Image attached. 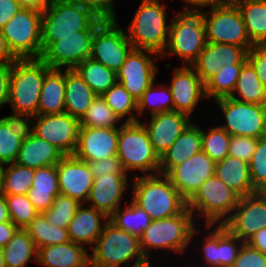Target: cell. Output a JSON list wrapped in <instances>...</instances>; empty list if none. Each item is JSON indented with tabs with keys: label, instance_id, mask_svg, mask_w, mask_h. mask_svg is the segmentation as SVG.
Masks as SVG:
<instances>
[{
	"label": "cell",
	"instance_id": "6da1fadb",
	"mask_svg": "<svg viewBox=\"0 0 266 267\" xmlns=\"http://www.w3.org/2000/svg\"><path fill=\"white\" fill-rule=\"evenodd\" d=\"M50 69L40 58L17 59L11 65L9 116L28 120L37 115L44 77Z\"/></svg>",
	"mask_w": 266,
	"mask_h": 267
},
{
	"label": "cell",
	"instance_id": "7a4b0ae2",
	"mask_svg": "<svg viewBox=\"0 0 266 267\" xmlns=\"http://www.w3.org/2000/svg\"><path fill=\"white\" fill-rule=\"evenodd\" d=\"M130 178L133 187L131 200L143 209L151 220L181 214L187 208V201L167 175L158 173Z\"/></svg>",
	"mask_w": 266,
	"mask_h": 267
},
{
	"label": "cell",
	"instance_id": "3957f363",
	"mask_svg": "<svg viewBox=\"0 0 266 267\" xmlns=\"http://www.w3.org/2000/svg\"><path fill=\"white\" fill-rule=\"evenodd\" d=\"M202 9L203 6L185 5L183 10L172 18L168 43L160 56L161 59L166 57V54H172L181 58L186 66H191L197 59L207 43L205 10Z\"/></svg>",
	"mask_w": 266,
	"mask_h": 267
},
{
	"label": "cell",
	"instance_id": "277c9868",
	"mask_svg": "<svg viewBox=\"0 0 266 267\" xmlns=\"http://www.w3.org/2000/svg\"><path fill=\"white\" fill-rule=\"evenodd\" d=\"M197 218L188 208L177 214L160 220H152L150 225L139 237L140 248L149 261L150 250H170L174 254H183L191 240L196 236L198 229L194 219Z\"/></svg>",
	"mask_w": 266,
	"mask_h": 267
},
{
	"label": "cell",
	"instance_id": "5b68a950",
	"mask_svg": "<svg viewBox=\"0 0 266 267\" xmlns=\"http://www.w3.org/2000/svg\"><path fill=\"white\" fill-rule=\"evenodd\" d=\"M89 255L90 267H141L149 263L140 248L139 237L130 234L113 224L105 222L101 235ZM128 267V266H127Z\"/></svg>",
	"mask_w": 266,
	"mask_h": 267
},
{
	"label": "cell",
	"instance_id": "8992f818",
	"mask_svg": "<svg viewBox=\"0 0 266 267\" xmlns=\"http://www.w3.org/2000/svg\"><path fill=\"white\" fill-rule=\"evenodd\" d=\"M166 15V7L159 0L140 2L126 33L134 49L162 55L168 43L170 28Z\"/></svg>",
	"mask_w": 266,
	"mask_h": 267
},
{
	"label": "cell",
	"instance_id": "52a82bcc",
	"mask_svg": "<svg viewBox=\"0 0 266 267\" xmlns=\"http://www.w3.org/2000/svg\"><path fill=\"white\" fill-rule=\"evenodd\" d=\"M117 157L127 174L131 170L143 175L159 173L160 158L142 121L123 122L118 128Z\"/></svg>",
	"mask_w": 266,
	"mask_h": 267
},
{
	"label": "cell",
	"instance_id": "ba28073f",
	"mask_svg": "<svg viewBox=\"0 0 266 267\" xmlns=\"http://www.w3.org/2000/svg\"><path fill=\"white\" fill-rule=\"evenodd\" d=\"M239 199L233 190L213 175L187 201V208L199 217L202 215L205 230H209L215 224L223 225L231 217Z\"/></svg>",
	"mask_w": 266,
	"mask_h": 267
},
{
	"label": "cell",
	"instance_id": "9c48e42d",
	"mask_svg": "<svg viewBox=\"0 0 266 267\" xmlns=\"http://www.w3.org/2000/svg\"><path fill=\"white\" fill-rule=\"evenodd\" d=\"M106 19L99 17L88 29L78 31L76 36H42L40 59L51 69H74L90 58L95 30Z\"/></svg>",
	"mask_w": 266,
	"mask_h": 267
},
{
	"label": "cell",
	"instance_id": "30bf717a",
	"mask_svg": "<svg viewBox=\"0 0 266 267\" xmlns=\"http://www.w3.org/2000/svg\"><path fill=\"white\" fill-rule=\"evenodd\" d=\"M204 24L207 42L241 46L249 51L254 44L247 35L243 17L232 0L207 6Z\"/></svg>",
	"mask_w": 266,
	"mask_h": 267
},
{
	"label": "cell",
	"instance_id": "8fae6325",
	"mask_svg": "<svg viewBox=\"0 0 266 267\" xmlns=\"http://www.w3.org/2000/svg\"><path fill=\"white\" fill-rule=\"evenodd\" d=\"M42 12L22 8L1 29L9 50L17 59L42 55Z\"/></svg>",
	"mask_w": 266,
	"mask_h": 267
},
{
	"label": "cell",
	"instance_id": "7c38bea8",
	"mask_svg": "<svg viewBox=\"0 0 266 267\" xmlns=\"http://www.w3.org/2000/svg\"><path fill=\"white\" fill-rule=\"evenodd\" d=\"M99 16L89 7L67 0H51L42 12L41 36H76Z\"/></svg>",
	"mask_w": 266,
	"mask_h": 267
},
{
	"label": "cell",
	"instance_id": "4fadbf2b",
	"mask_svg": "<svg viewBox=\"0 0 266 267\" xmlns=\"http://www.w3.org/2000/svg\"><path fill=\"white\" fill-rule=\"evenodd\" d=\"M224 116L219 125L231 136L262 138L266 136V105L237 101L230 97L214 100Z\"/></svg>",
	"mask_w": 266,
	"mask_h": 267
},
{
	"label": "cell",
	"instance_id": "5bb4252c",
	"mask_svg": "<svg viewBox=\"0 0 266 267\" xmlns=\"http://www.w3.org/2000/svg\"><path fill=\"white\" fill-rule=\"evenodd\" d=\"M132 49L126 31L118 20L106 19L95 30L90 58L116 73Z\"/></svg>",
	"mask_w": 266,
	"mask_h": 267
},
{
	"label": "cell",
	"instance_id": "9a60e30c",
	"mask_svg": "<svg viewBox=\"0 0 266 267\" xmlns=\"http://www.w3.org/2000/svg\"><path fill=\"white\" fill-rule=\"evenodd\" d=\"M27 121L28 128L33 134L57 147L64 155H73L78 143L80 129L78 118L63 112L51 115H36ZM31 122L34 123L33 126H31Z\"/></svg>",
	"mask_w": 266,
	"mask_h": 267
},
{
	"label": "cell",
	"instance_id": "2e32d148",
	"mask_svg": "<svg viewBox=\"0 0 266 267\" xmlns=\"http://www.w3.org/2000/svg\"><path fill=\"white\" fill-rule=\"evenodd\" d=\"M153 56L155 60L160 58L152 51L133 48L116 72L117 82H120L136 100L155 82L159 68L152 59Z\"/></svg>",
	"mask_w": 266,
	"mask_h": 267
},
{
	"label": "cell",
	"instance_id": "e0dca14e",
	"mask_svg": "<svg viewBox=\"0 0 266 267\" xmlns=\"http://www.w3.org/2000/svg\"><path fill=\"white\" fill-rule=\"evenodd\" d=\"M223 225L246 242L257 231L266 227V195L256 192L241 197L231 217Z\"/></svg>",
	"mask_w": 266,
	"mask_h": 267
},
{
	"label": "cell",
	"instance_id": "ac0fdd59",
	"mask_svg": "<svg viewBox=\"0 0 266 267\" xmlns=\"http://www.w3.org/2000/svg\"><path fill=\"white\" fill-rule=\"evenodd\" d=\"M216 162L204 151H200L175 166L167 176L180 195L188 201L202 183L215 175Z\"/></svg>",
	"mask_w": 266,
	"mask_h": 267
},
{
	"label": "cell",
	"instance_id": "d6986e66",
	"mask_svg": "<svg viewBox=\"0 0 266 267\" xmlns=\"http://www.w3.org/2000/svg\"><path fill=\"white\" fill-rule=\"evenodd\" d=\"M247 53L241 46L207 42L191 67L205 85L221 67L244 65L247 62Z\"/></svg>",
	"mask_w": 266,
	"mask_h": 267
},
{
	"label": "cell",
	"instance_id": "ffe728a7",
	"mask_svg": "<svg viewBox=\"0 0 266 267\" xmlns=\"http://www.w3.org/2000/svg\"><path fill=\"white\" fill-rule=\"evenodd\" d=\"M60 194L86 203L93 184V175L88 162L81 161L73 155H65L57 163Z\"/></svg>",
	"mask_w": 266,
	"mask_h": 267
},
{
	"label": "cell",
	"instance_id": "44dd1931",
	"mask_svg": "<svg viewBox=\"0 0 266 267\" xmlns=\"http://www.w3.org/2000/svg\"><path fill=\"white\" fill-rule=\"evenodd\" d=\"M118 128L80 127L73 156L90 162L117 156Z\"/></svg>",
	"mask_w": 266,
	"mask_h": 267
},
{
	"label": "cell",
	"instance_id": "7402d4cb",
	"mask_svg": "<svg viewBox=\"0 0 266 267\" xmlns=\"http://www.w3.org/2000/svg\"><path fill=\"white\" fill-rule=\"evenodd\" d=\"M191 121V117L185 113L168 111L151 115L150 122L142 124L148 132L154 152L161 158Z\"/></svg>",
	"mask_w": 266,
	"mask_h": 267
},
{
	"label": "cell",
	"instance_id": "603a6c76",
	"mask_svg": "<svg viewBox=\"0 0 266 267\" xmlns=\"http://www.w3.org/2000/svg\"><path fill=\"white\" fill-rule=\"evenodd\" d=\"M168 86L173 97L174 111L188 116L199 101L206 98L205 85L191 66L176 67L171 84Z\"/></svg>",
	"mask_w": 266,
	"mask_h": 267
},
{
	"label": "cell",
	"instance_id": "cb8c5ba5",
	"mask_svg": "<svg viewBox=\"0 0 266 267\" xmlns=\"http://www.w3.org/2000/svg\"><path fill=\"white\" fill-rule=\"evenodd\" d=\"M129 175H112L93 177L87 202L89 206L110 217L121 205L128 188Z\"/></svg>",
	"mask_w": 266,
	"mask_h": 267
},
{
	"label": "cell",
	"instance_id": "d4e9b609",
	"mask_svg": "<svg viewBox=\"0 0 266 267\" xmlns=\"http://www.w3.org/2000/svg\"><path fill=\"white\" fill-rule=\"evenodd\" d=\"M82 203L67 228L70 241L83 245L94 246L101 235L105 222L109 220L103 212ZM104 222V223H103Z\"/></svg>",
	"mask_w": 266,
	"mask_h": 267
},
{
	"label": "cell",
	"instance_id": "484cf974",
	"mask_svg": "<svg viewBox=\"0 0 266 267\" xmlns=\"http://www.w3.org/2000/svg\"><path fill=\"white\" fill-rule=\"evenodd\" d=\"M202 150V128L191 122L172 146L161 156L159 173L167 175L175 166Z\"/></svg>",
	"mask_w": 266,
	"mask_h": 267
},
{
	"label": "cell",
	"instance_id": "4316f807",
	"mask_svg": "<svg viewBox=\"0 0 266 267\" xmlns=\"http://www.w3.org/2000/svg\"><path fill=\"white\" fill-rule=\"evenodd\" d=\"M64 156L57 147L39 138L28 129L15 163L38 169L44 166L56 165Z\"/></svg>",
	"mask_w": 266,
	"mask_h": 267
},
{
	"label": "cell",
	"instance_id": "83f0119b",
	"mask_svg": "<svg viewBox=\"0 0 266 267\" xmlns=\"http://www.w3.org/2000/svg\"><path fill=\"white\" fill-rule=\"evenodd\" d=\"M88 249L72 241L38 249L37 263L45 267H90Z\"/></svg>",
	"mask_w": 266,
	"mask_h": 267
},
{
	"label": "cell",
	"instance_id": "f1b7e54d",
	"mask_svg": "<svg viewBox=\"0 0 266 267\" xmlns=\"http://www.w3.org/2000/svg\"><path fill=\"white\" fill-rule=\"evenodd\" d=\"M215 176L221 179L240 198L256 193L250 176L249 163L227 156L216 162Z\"/></svg>",
	"mask_w": 266,
	"mask_h": 267
},
{
	"label": "cell",
	"instance_id": "f546056e",
	"mask_svg": "<svg viewBox=\"0 0 266 267\" xmlns=\"http://www.w3.org/2000/svg\"><path fill=\"white\" fill-rule=\"evenodd\" d=\"M31 185L28 192L29 200L39 213H43L52 206L55 197L60 194L57 164L35 169Z\"/></svg>",
	"mask_w": 266,
	"mask_h": 267
},
{
	"label": "cell",
	"instance_id": "4dcf8cb0",
	"mask_svg": "<svg viewBox=\"0 0 266 267\" xmlns=\"http://www.w3.org/2000/svg\"><path fill=\"white\" fill-rule=\"evenodd\" d=\"M65 70V112L79 120L97 94L74 69Z\"/></svg>",
	"mask_w": 266,
	"mask_h": 267
},
{
	"label": "cell",
	"instance_id": "1f68e13d",
	"mask_svg": "<svg viewBox=\"0 0 266 267\" xmlns=\"http://www.w3.org/2000/svg\"><path fill=\"white\" fill-rule=\"evenodd\" d=\"M65 112V71L50 69L44 77L37 115Z\"/></svg>",
	"mask_w": 266,
	"mask_h": 267
},
{
	"label": "cell",
	"instance_id": "d6a6232c",
	"mask_svg": "<svg viewBox=\"0 0 266 267\" xmlns=\"http://www.w3.org/2000/svg\"><path fill=\"white\" fill-rule=\"evenodd\" d=\"M27 119L6 116L0 118V165L17 160L24 136L28 130Z\"/></svg>",
	"mask_w": 266,
	"mask_h": 267
},
{
	"label": "cell",
	"instance_id": "836d02e7",
	"mask_svg": "<svg viewBox=\"0 0 266 267\" xmlns=\"http://www.w3.org/2000/svg\"><path fill=\"white\" fill-rule=\"evenodd\" d=\"M239 8L254 45L266 43V0H232Z\"/></svg>",
	"mask_w": 266,
	"mask_h": 267
},
{
	"label": "cell",
	"instance_id": "e575fe53",
	"mask_svg": "<svg viewBox=\"0 0 266 267\" xmlns=\"http://www.w3.org/2000/svg\"><path fill=\"white\" fill-rule=\"evenodd\" d=\"M2 251L6 267H26L32 258L37 262L38 250L28 232L22 228L16 230Z\"/></svg>",
	"mask_w": 266,
	"mask_h": 267
},
{
	"label": "cell",
	"instance_id": "d590c367",
	"mask_svg": "<svg viewBox=\"0 0 266 267\" xmlns=\"http://www.w3.org/2000/svg\"><path fill=\"white\" fill-rule=\"evenodd\" d=\"M229 97L241 102L266 105V88L248 61L242 66L236 87Z\"/></svg>",
	"mask_w": 266,
	"mask_h": 267
},
{
	"label": "cell",
	"instance_id": "8d00e7d4",
	"mask_svg": "<svg viewBox=\"0 0 266 267\" xmlns=\"http://www.w3.org/2000/svg\"><path fill=\"white\" fill-rule=\"evenodd\" d=\"M74 70L97 95H102L117 82L114 71L91 58L79 63Z\"/></svg>",
	"mask_w": 266,
	"mask_h": 267
},
{
	"label": "cell",
	"instance_id": "74e56055",
	"mask_svg": "<svg viewBox=\"0 0 266 267\" xmlns=\"http://www.w3.org/2000/svg\"><path fill=\"white\" fill-rule=\"evenodd\" d=\"M24 229L32 238L37 250L44 246L70 241L67 229L51 225L43 213H38Z\"/></svg>",
	"mask_w": 266,
	"mask_h": 267
},
{
	"label": "cell",
	"instance_id": "f35d334b",
	"mask_svg": "<svg viewBox=\"0 0 266 267\" xmlns=\"http://www.w3.org/2000/svg\"><path fill=\"white\" fill-rule=\"evenodd\" d=\"M124 209L121 206L109 217V220L118 228L140 237L143 231L150 225V216L136 205L132 200Z\"/></svg>",
	"mask_w": 266,
	"mask_h": 267
},
{
	"label": "cell",
	"instance_id": "ab89813d",
	"mask_svg": "<svg viewBox=\"0 0 266 267\" xmlns=\"http://www.w3.org/2000/svg\"><path fill=\"white\" fill-rule=\"evenodd\" d=\"M101 96L121 121L127 117L124 122H138L137 100L120 82H116Z\"/></svg>",
	"mask_w": 266,
	"mask_h": 267
},
{
	"label": "cell",
	"instance_id": "60d3db41",
	"mask_svg": "<svg viewBox=\"0 0 266 267\" xmlns=\"http://www.w3.org/2000/svg\"><path fill=\"white\" fill-rule=\"evenodd\" d=\"M146 108L149 109L150 115L174 111L173 97L169 86L166 84L156 86L153 82L148 87L137 100L138 121H140L139 117L147 110Z\"/></svg>",
	"mask_w": 266,
	"mask_h": 267
},
{
	"label": "cell",
	"instance_id": "b9f144b4",
	"mask_svg": "<svg viewBox=\"0 0 266 267\" xmlns=\"http://www.w3.org/2000/svg\"><path fill=\"white\" fill-rule=\"evenodd\" d=\"M5 165L9 166L4 168L2 165L3 194L28 195L29 189L32 187L35 169L21 166L15 162Z\"/></svg>",
	"mask_w": 266,
	"mask_h": 267
},
{
	"label": "cell",
	"instance_id": "7bdbcfd3",
	"mask_svg": "<svg viewBox=\"0 0 266 267\" xmlns=\"http://www.w3.org/2000/svg\"><path fill=\"white\" fill-rule=\"evenodd\" d=\"M243 65L221 67L205 84V96L211 99L229 97L234 91Z\"/></svg>",
	"mask_w": 266,
	"mask_h": 267
},
{
	"label": "cell",
	"instance_id": "ee69618b",
	"mask_svg": "<svg viewBox=\"0 0 266 267\" xmlns=\"http://www.w3.org/2000/svg\"><path fill=\"white\" fill-rule=\"evenodd\" d=\"M121 123V119L107 105L101 95H97L84 116L80 119V127H103V128H119L117 125ZM117 125V126H116Z\"/></svg>",
	"mask_w": 266,
	"mask_h": 267
},
{
	"label": "cell",
	"instance_id": "f6af8a7d",
	"mask_svg": "<svg viewBox=\"0 0 266 267\" xmlns=\"http://www.w3.org/2000/svg\"><path fill=\"white\" fill-rule=\"evenodd\" d=\"M206 131H208L206 133ZM202 129V151L218 162L228 156L231 135L220 126Z\"/></svg>",
	"mask_w": 266,
	"mask_h": 267
},
{
	"label": "cell",
	"instance_id": "bcb514c9",
	"mask_svg": "<svg viewBox=\"0 0 266 267\" xmlns=\"http://www.w3.org/2000/svg\"><path fill=\"white\" fill-rule=\"evenodd\" d=\"M80 205L76 199L58 194L52 206L43 214L51 225L67 229Z\"/></svg>",
	"mask_w": 266,
	"mask_h": 267
},
{
	"label": "cell",
	"instance_id": "7dc6e473",
	"mask_svg": "<svg viewBox=\"0 0 266 267\" xmlns=\"http://www.w3.org/2000/svg\"><path fill=\"white\" fill-rule=\"evenodd\" d=\"M10 220L18 227L24 229L37 215L28 195L4 194Z\"/></svg>",
	"mask_w": 266,
	"mask_h": 267
},
{
	"label": "cell",
	"instance_id": "c3c4849f",
	"mask_svg": "<svg viewBox=\"0 0 266 267\" xmlns=\"http://www.w3.org/2000/svg\"><path fill=\"white\" fill-rule=\"evenodd\" d=\"M249 169L254 191L264 192L266 190V136L258 139Z\"/></svg>",
	"mask_w": 266,
	"mask_h": 267
},
{
	"label": "cell",
	"instance_id": "681fc988",
	"mask_svg": "<svg viewBox=\"0 0 266 267\" xmlns=\"http://www.w3.org/2000/svg\"><path fill=\"white\" fill-rule=\"evenodd\" d=\"M243 241L233 235L224 225H219L220 267H231L238 257Z\"/></svg>",
	"mask_w": 266,
	"mask_h": 267
},
{
	"label": "cell",
	"instance_id": "f907efd6",
	"mask_svg": "<svg viewBox=\"0 0 266 267\" xmlns=\"http://www.w3.org/2000/svg\"><path fill=\"white\" fill-rule=\"evenodd\" d=\"M257 141V138L233 135L230 139L228 155L250 163Z\"/></svg>",
	"mask_w": 266,
	"mask_h": 267
},
{
	"label": "cell",
	"instance_id": "816d5d0a",
	"mask_svg": "<svg viewBox=\"0 0 266 267\" xmlns=\"http://www.w3.org/2000/svg\"><path fill=\"white\" fill-rule=\"evenodd\" d=\"M216 229L208 232V235H205V240L200 246V250L203 253L202 258L205 262L204 267H220L219 259V225H214ZM207 265V266H206Z\"/></svg>",
	"mask_w": 266,
	"mask_h": 267
},
{
	"label": "cell",
	"instance_id": "f5cc1de1",
	"mask_svg": "<svg viewBox=\"0 0 266 267\" xmlns=\"http://www.w3.org/2000/svg\"><path fill=\"white\" fill-rule=\"evenodd\" d=\"M231 267H266V254L244 242L236 261Z\"/></svg>",
	"mask_w": 266,
	"mask_h": 267
},
{
	"label": "cell",
	"instance_id": "db71d44e",
	"mask_svg": "<svg viewBox=\"0 0 266 267\" xmlns=\"http://www.w3.org/2000/svg\"><path fill=\"white\" fill-rule=\"evenodd\" d=\"M93 177L112 175H128L117 156L88 162Z\"/></svg>",
	"mask_w": 266,
	"mask_h": 267
},
{
	"label": "cell",
	"instance_id": "11a10c76",
	"mask_svg": "<svg viewBox=\"0 0 266 267\" xmlns=\"http://www.w3.org/2000/svg\"><path fill=\"white\" fill-rule=\"evenodd\" d=\"M247 61L253 66L260 82L266 88V47L254 45L247 53Z\"/></svg>",
	"mask_w": 266,
	"mask_h": 267
},
{
	"label": "cell",
	"instance_id": "9f6ffc18",
	"mask_svg": "<svg viewBox=\"0 0 266 267\" xmlns=\"http://www.w3.org/2000/svg\"><path fill=\"white\" fill-rule=\"evenodd\" d=\"M22 6L17 0H0V30L15 16Z\"/></svg>",
	"mask_w": 266,
	"mask_h": 267
},
{
	"label": "cell",
	"instance_id": "6f0895ef",
	"mask_svg": "<svg viewBox=\"0 0 266 267\" xmlns=\"http://www.w3.org/2000/svg\"><path fill=\"white\" fill-rule=\"evenodd\" d=\"M11 65H0V108L8 104Z\"/></svg>",
	"mask_w": 266,
	"mask_h": 267
},
{
	"label": "cell",
	"instance_id": "680465c9",
	"mask_svg": "<svg viewBox=\"0 0 266 267\" xmlns=\"http://www.w3.org/2000/svg\"><path fill=\"white\" fill-rule=\"evenodd\" d=\"M115 0H95V13L104 19H117Z\"/></svg>",
	"mask_w": 266,
	"mask_h": 267
},
{
	"label": "cell",
	"instance_id": "91938a15",
	"mask_svg": "<svg viewBox=\"0 0 266 267\" xmlns=\"http://www.w3.org/2000/svg\"><path fill=\"white\" fill-rule=\"evenodd\" d=\"M18 227L10 220L0 223V248H4L12 239Z\"/></svg>",
	"mask_w": 266,
	"mask_h": 267
},
{
	"label": "cell",
	"instance_id": "94428289",
	"mask_svg": "<svg viewBox=\"0 0 266 267\" xmlns=\"http://www.w3.org/2000/svg\"><path fill=\"white\" fill-rule=\"evenodd\" d=\"M246 243L261 253L266 254V227L257 231Z\"/></svg>",
	"mask_w": 266,
	"mask_h": 267
},
{
	"label": "cell",
	"instance_id": "6125c7cd",
	"mask_svg": "<svg viewBox=\"0 0 266 267\" xmlns=\"http://www.w3.org/2000/svg\"><path fill=\"white\" fill-rule=\"evenodd\" d=\"M17 58L9 50L2 30H0V65H12Z\"/></svg>",
	"mask_w": 266,
	"mask_h": 267
},
{
	"label": "cell",
	"instance_id": "be15d7a7",
	"mask_svg": "<svg viewBox=\"0 0 266 267\" xmlns=\"http://www.w3.org/2000/svg\"><path fill=\"white\" fill-rule=\"evenodd\" d=\"M22 8L35 9L44 12L50 5L51 0H17Z\"/></svg>",
	"mask_w": 266,
	"mask_h": 267
},
{
	"label": "cell",
	"instance_id": "e7e4bbea",
	"mask_svg": "<svg viewBox=\"0 0 266 267\" xmlns=\"http://www.w3.org/2000/svg\"><path fill=\"white\" fill-rule=\"evenodd\" d=\"M185 2V5L188 6H203L206 8L207 6L217 5L223 3L225 0H182Z\"/></svg>",
	"mask_w": 266,
	"mask_h": 267
},
{
	"label": "cell",
	"instance_id": "03108f58",
	"mask_svg": "<svg viewBox=\"0 0 266 267\" xmlns=\"http://www.w3.org/2000/svg\"><path fill=\"white\" fill-rule=\"evenodd\" d=\"M10 221L6 200L3 196H0V223Z\"/></svg>",
	"mask_w": 266,
	"mask_h": 267
},
{
	"label": "cell",
	"instance_id": "003e7915",
	"mask_svg": "<svg viewBox=\"0 0 266 267\" xmlns=\"http://www.w3.org/2000/svg\"><path fill=\"white\" fill-rule=\"evenodd\" d=\"M67 1L87 6L95 12V0H67Z\"/></svg>",
	"mask_w": 266,
	"mask_h": 267
},
{
	"label": "cell",
	"instance_id": "a7ac6f4b",
	"mask_svg": "<svg viewBox=\"0 0 266 267\" xmlns=\"http://www.w3.org/2000/svg\"><path fill=\"white\" fill-rule=\"evenodd\" d=\"M2 166L0 165V196H3Z\"/></svg>",
	"mask_w": 266,
	"mask_h": 267
},
{
	"label": "cell",
	"instance_id": "89a4df30",
	"mask_svg": "<svg viewBox=\"0 0 266 267\" xmlns=\"http://www.w3.org/2000/svg\"><path fill=\"white\" fill-rule=\"evenodd\" d=\"M0 267H6L5 262H4V256H3L2 248H0Z\"/></svg>",
	"mask_w": 266,
	"mask_h": 267
},
{
	"label": "cell",
	"instance_id": "2644e50d",
	"mask_svg": "<svg viewBox=\"0 0 266 267\" xmlns=\"http://www.w3.org/2000/svg\"><path fill=\"white\" fill-rule=\"evenodd\" d=\"M141 267H153V266H152L151 261H150L148 264L141 266Z\"/></svg>",
	"mask_w": 266,
	"mask_h": 267
}]
</instances>
